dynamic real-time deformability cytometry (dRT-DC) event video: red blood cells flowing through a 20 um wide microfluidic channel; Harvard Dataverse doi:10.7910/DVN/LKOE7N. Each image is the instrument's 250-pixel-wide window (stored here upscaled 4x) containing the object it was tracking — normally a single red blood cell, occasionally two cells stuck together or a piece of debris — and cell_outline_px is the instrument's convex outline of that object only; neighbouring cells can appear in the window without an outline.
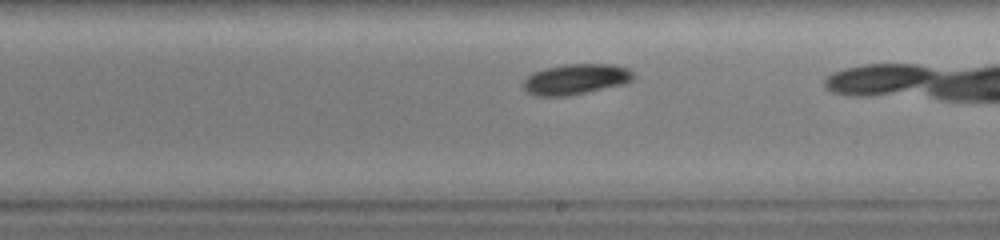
{"species": "common noctule bat (a hibernating species)", "species_latin": "Nyctalus noctula", "temperature_condition": "warm", "stored_images_in_passage": 18, "camera_frame_rate_fps": 3000, "um_per_image_px": 0.085, "animal": {"sex": "female", "body_mass_g": 19.0, "forearm_length_mm": 51.5}, "frame": {"image": 1, "passage_image": 13, "time_ms": 4.0, "image_size_px": [1000, 240], "cell_outline_px": [[636, 76], [632, 80], [624, 84], [568, 96], [536, 96], [528, 92], [520, 84], [532, 72], [544, 68], [564, 64], [616, 64], [628, 68]], "centroid_in_image_um": [48.94, 6.72], "position_along_channel_um": 240.1, "area_um2": 19.83}}